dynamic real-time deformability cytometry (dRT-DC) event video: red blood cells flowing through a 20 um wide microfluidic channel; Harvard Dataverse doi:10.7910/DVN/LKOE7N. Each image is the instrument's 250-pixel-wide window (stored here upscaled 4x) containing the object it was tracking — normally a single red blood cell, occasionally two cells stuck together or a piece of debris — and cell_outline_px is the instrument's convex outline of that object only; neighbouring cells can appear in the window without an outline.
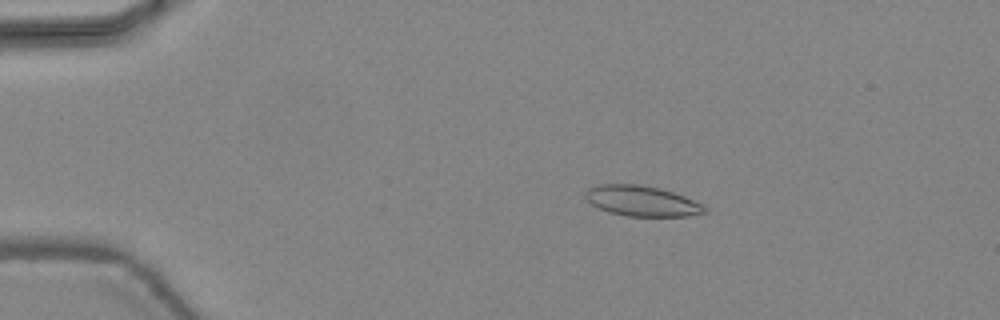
{"species": "common noctule bat (a hibernating species)", "species_latin": "Nyctalus noctula", "temperature_condition": "warm", "stored_images_in_passage": 46, "camera_frame_rate_fps": 3000, "um_per_image_px": 0.085, "animal": {"sex": "female", "body_mass_g": 24.6, "forearm_length_mm": 56.2}, "frame": {"image": 1, "passage_image": 9, "time_ms": 2.667, "image_size_px": [1000, 320], "cell_outline_px": [[708, 212], [688, 216], [628, 216], [608, 212], [592, 204], [584, 196], [588, 188], [600, 184], [640, 184], [660, 188], [684, 196], [704, 204], [708, 208]], "centroid_in_image_um": [54.6, 17.08], "position_along_channel_um": 30.4, "area_um2": 21.21}}
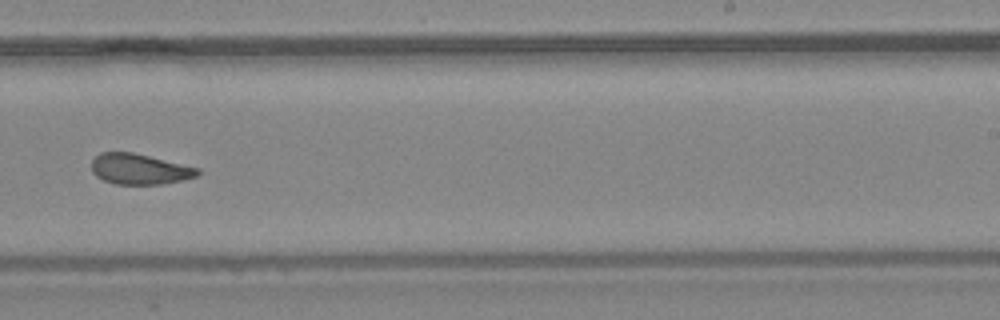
{"frame": {"image": 2, "passage_image": 30, "time_ms": 9.667, "image_size_px": [1000, 320], "cell_outline_px": [[200, 172], [196, 176], [184, 180], [160, 184], [116, 184], [104, 180], [96, 176], [92, 172], [92, 160], [100, 152], [132, 152], [200, 168]], "centroid_in_image_um": [11.86, 14.37], "position_along_channel_um": 277.1, "area_um2": 18.84}}
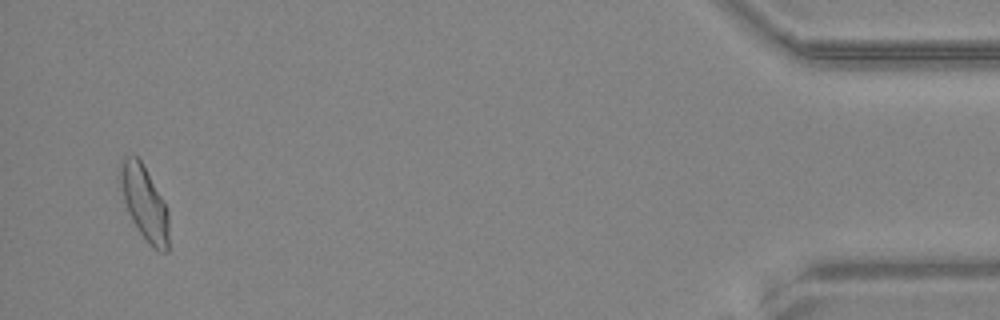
{"frame": {"image": 3, "passage_image": 45, "time_ms": 14.667, "image_size_px": [1000, 320], "cell_outline_px": [[168, 252], [160, 252], [152, 248], [148, 244], [132, 220], [128, 212], [116, 176], [120, 164], [124, 156], [136, 156], [140, 160], [160, 196], [168, 212]], "centroid_in_image_um": [12.23, 17.26], "position_along_channel_um": 423.0, "area_um2": 20.87}, "authors_computed_cell_mechanics": {"area_um2": 20.4323, "velocity_mm_per_s": 4.474, "shape_relaxation_time_tau1_ms": null, "shape_relaxation_time_tau2_ms": 1.3541, "deformation_change_tau1": null, "deformation_change_tau2": 0.0664}}